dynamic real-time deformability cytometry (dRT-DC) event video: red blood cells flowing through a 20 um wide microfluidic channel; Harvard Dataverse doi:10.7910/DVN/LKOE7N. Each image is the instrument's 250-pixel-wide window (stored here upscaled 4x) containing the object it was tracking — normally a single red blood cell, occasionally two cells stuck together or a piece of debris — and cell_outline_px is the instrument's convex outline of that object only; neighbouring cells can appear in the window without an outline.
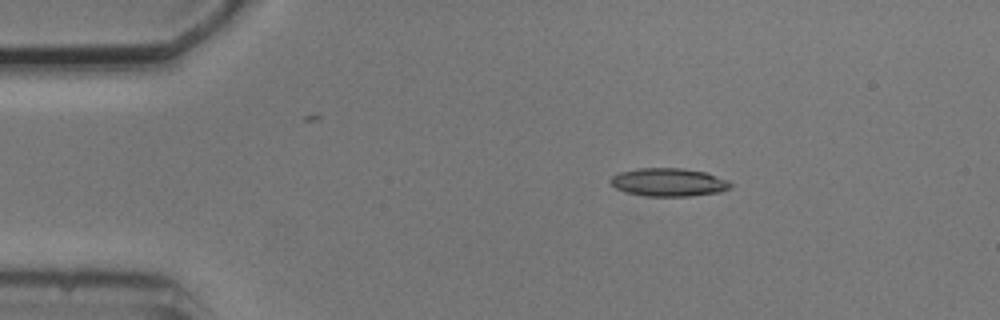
{"species": "common noctule bat (a hibernating species)", "species_latin": "Nyctalus noctula", "temperature_condition": "cold", "stored_images_in_passage": 4, "camera_frame_rate_fps": 3000, "um_per_image_px": 0.085, "animal": {"sex": "male", "body_mass_g": 20.5, "forearm_length_mm": 52.5}, "frame": {"image": 1, "passage_image": 1, "time_ms": 0.0, "image_size_px": [1000, 320], "cell_outline_px": [[732, 188], [720, 192], [688, 196], [644, 196], [624, 192], [616, 188], [608, 180], [612, 176], [620, 172], [636, 168], [680, 168], [704, 172], [728, 180], [732, 184]], "centroid_in_image_um": [56.81, 15.49], "position_along_channel_um": 28.2, "area_um2": 19.77}}
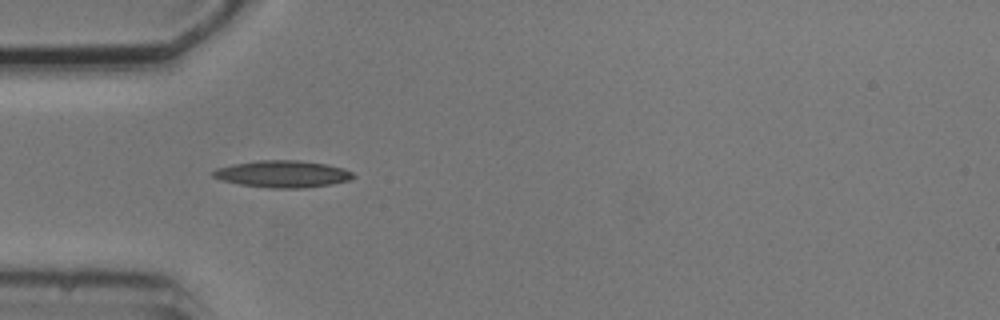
{"frame": {"image": 2, "passage_image": 3, "time_ms": 2.333, "image_size_px": [1000, 320], "cell_outline_px": [[356, 176], [348, 180], [332, 184], [304, 188], [268, 188], [240, 184], [220, 180], [212, 176], [212, 172], [216, 168], [256, 160], [296, 160], [324, 164], [344, 168], [352, 172]], "centroid_in_image_um": [24.02, 14.79], "position_along_channel_um": 61.0, "area_um2": 21.91}}